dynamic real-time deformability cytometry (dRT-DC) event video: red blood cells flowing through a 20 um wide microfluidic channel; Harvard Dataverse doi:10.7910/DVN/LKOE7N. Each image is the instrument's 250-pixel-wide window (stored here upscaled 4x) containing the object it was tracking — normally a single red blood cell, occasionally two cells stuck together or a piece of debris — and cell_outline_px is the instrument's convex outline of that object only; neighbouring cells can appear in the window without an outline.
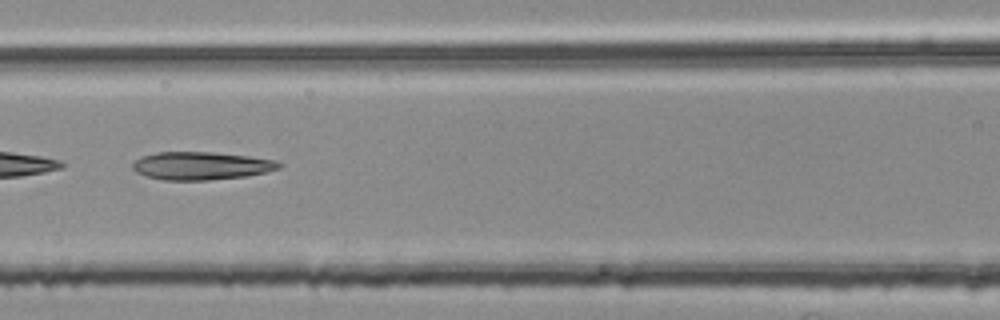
{"species": "common noctule bat (a hibernating species)", "species_latin": "Nyctalus noctula", "temperature_condition": "room temperature", "stored_images_in_passage": 25, "camera_frame_rate_fps": 3000, "um_per_image_px": 0.085, "animal": {"sex": "female", "body_mass_g": 25.1}, "frame": {"image": 1, "passage_image": 11, "time_ms": 3.333, "image_size_px": [1000, 320], "cell_outline_px": [[284, 164], [280, 168], [264, 172], [244, 176], [208, 180], [164, 180], [148, 176], [136, 172], [132, 168], [132, 164], [140, 156], [156, 152], [212, 152], [248, 156], [280, 160]], "centroid_in_image_um": [17.12, 14.08], "position_along_channel_um": 149.5, "area_um2": 23.87}}